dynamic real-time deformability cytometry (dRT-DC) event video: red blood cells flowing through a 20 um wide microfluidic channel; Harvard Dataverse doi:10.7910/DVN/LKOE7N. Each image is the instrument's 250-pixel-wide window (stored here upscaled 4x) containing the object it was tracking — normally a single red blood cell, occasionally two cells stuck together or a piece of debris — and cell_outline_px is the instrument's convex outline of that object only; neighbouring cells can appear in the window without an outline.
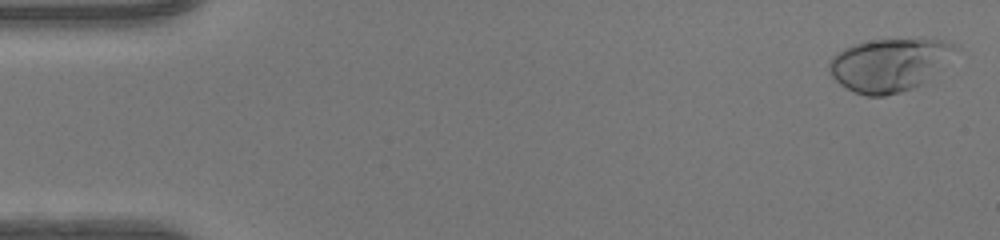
{"species": "human", "species_latin": "Homo sapiens", "temperature_condition": "warm", "stored_images_in_passage": 50, "camera_frame_rate_fps": 3000, "um_per_image_px": 0.085, "donor": {"sex": "female"}, "frame": {"image": 1, "passage_image": 2, "time_ms": 0.333, "image_size_px": [1000, 240], "cell_outline_px": [[960, 44], [924, 84], [900, 92], [884, 96], [868, 96], [856, 92], [840, 84], [832, 76], [828, 68], [828, 64], [832, 56], [844, 48], [852, 44], [872, 40], [920, 36], [944, 40]], "centroid_in_image_um": [75.59, 5.45], "position_along_channel_um": 9.4, "area_um2": 39.3}}
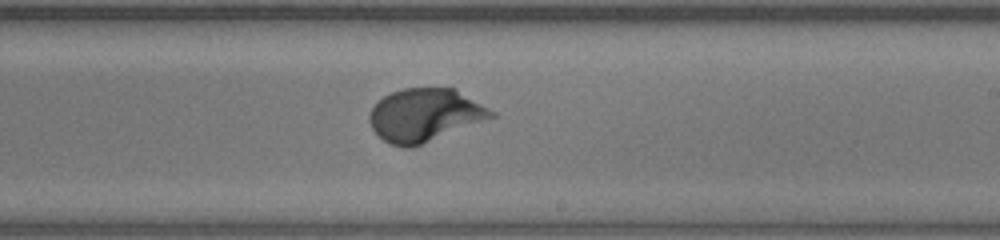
{"frame": {"image": 2, "passage_image": 30, "time_ms": 9.667, "image_size_px": [1000, 240], "cell_outline_px": [[496, 116], [412, 148], [404, 148], [388, 144], [372, 128], [368, 120], [368, 116], [376, 100], [392, 92], [404, 88], [456, 88], [496, 112]], "centroid_in_image_um": [36.1, 9.78], "position_along_channel_um": 252.9, "area_um2": 37.74}}
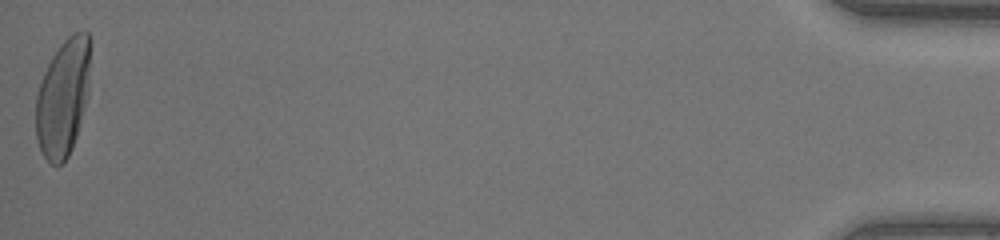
{"frame": {"image": 3, "passage_image": 50, "time_ms": 16.333, "image_size_px": [1000, 240], "cell_outline_px": [[88, 96], [76, 136], [72, 148], [64, 164], [52, 164], [44, 156], [40, 148], [36, 136], [36, 96], [44, 72], [52, 56], [60, 44], [68, 36], [76, 32], [88, 32]], "centroid_in_image_um": [5.33, 8.34], "position_along_channel_um": 429.9, "area_um2": 36.65}, "authors_computed_cell_mechanics": {"area_um2": 36.414, "velocity_mm_per_s": 4.1709, "shape_relaxation_time_tau1_ms": 3.2516, "shape_relaxation_time_tau2_ms": null, "deformation_change_tau1": 0.1936, "deformation_change_tau2": null}}